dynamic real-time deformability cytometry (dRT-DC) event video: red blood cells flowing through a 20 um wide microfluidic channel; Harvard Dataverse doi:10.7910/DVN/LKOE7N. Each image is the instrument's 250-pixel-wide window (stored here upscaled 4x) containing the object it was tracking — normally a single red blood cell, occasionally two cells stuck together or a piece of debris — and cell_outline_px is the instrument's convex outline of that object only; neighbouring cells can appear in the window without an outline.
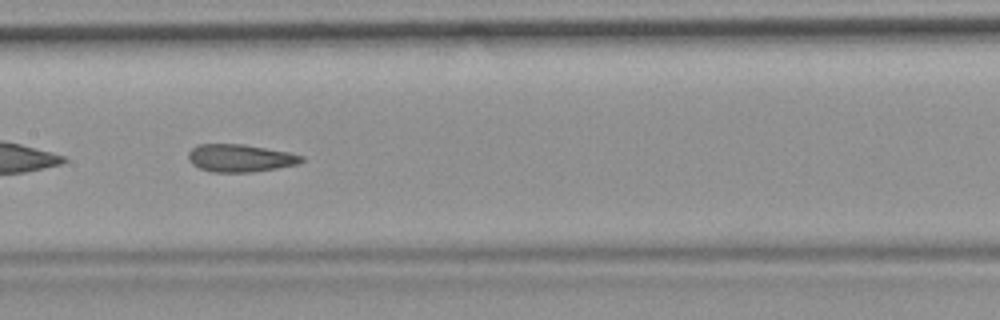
{"species": "common noctule bat (a hibernating species)", "species_latin": "Nyctalus noctula", "temperature_condition": "room temperature", "stored_images_in_passage": 49, "camera_frame_rate_fps": 3000, "um_per_image_px": 0.085, "animal": {"sex": "female", "body_mass_g": 19.9}, "frame": {"image": 1, "passage_image": 22, "time_ms": 7.0, "image_size_px": [1000, 320], "cell_outline_px": [[304, 160], [296, 164], [276, 168], [252, 172], [212, 172], [200, 168], [192, 164], [188, 160], [188, 152], [192, 148], [200, 144], [244, 144], [288, 152], [304, 156]], "centroid_in_image_um": [20.39, 13.43], "position_along_channel_um": 187.0, "area_um2": 18.15}, "authors_computed_cell_mechanics": {"area_um2": 19.074, "velocity_mm_per_s": 3.6943, "shape_relaxation_time_tau1_ms": null, "shape_relaxation_time_tau2_ms": 2.1157, "deformation_change_tau1": null, "deformation_change_tau2": 0.1035}}